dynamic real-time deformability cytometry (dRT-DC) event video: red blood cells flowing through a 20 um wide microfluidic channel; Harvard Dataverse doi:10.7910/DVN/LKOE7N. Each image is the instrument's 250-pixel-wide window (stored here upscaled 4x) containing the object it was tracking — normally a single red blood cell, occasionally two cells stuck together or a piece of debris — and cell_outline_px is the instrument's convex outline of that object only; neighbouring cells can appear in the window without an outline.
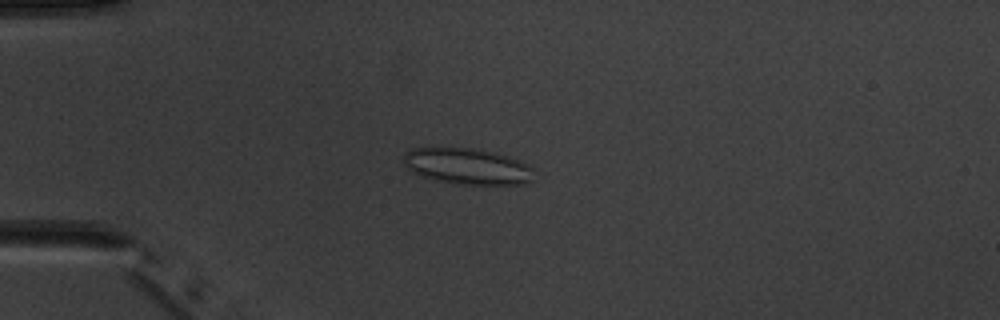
{"species": "common noctule bat (a hibernating species)", "species_latin": "Nyctalus noctula", "temperature_condition": "warm", "stored_images_in_passage": 6, "camera_frame_rate_fps": 3000, "um_per_image_px": 0.085, "animal": {"sex": "male", "body_mass_g": 20.1, "forearm_length_mm": 53.5}, "frame": {"image": 1, "passage_image": 3, "time_ms": 3.0, "image_size_px": [1000, 320], "cell_outline_px": [[532, 180], [524, 184], [456, 184], [436, 180], [420, 176], [412, 172], [404, 164], [404, 152], [412, 148], [472, 148], [508, 156], [520, 160], [532, 168]], "centroid_in_image_um": [39.69, 14.14], "position_along_channel_um": 45.3, "area_um2": 27.28}}
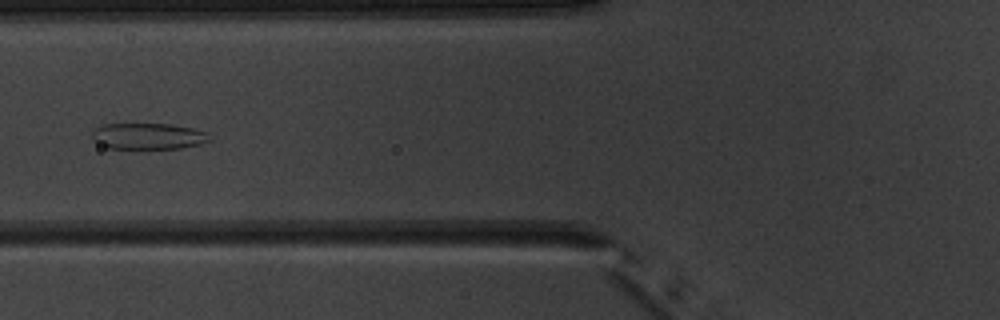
{"frame": {"image": 2, "passage_image": 5, "time_ms": 5.333, "image_size_px": [1000, 320], "cell_outline_px": [[212, 140], [200, 144], [180, 148], [108, 148], [92, 140], [92, 132], [96, 128], [104, 124], [172, 124], [192, 128], [208, 132]], "centroid_in_image_um": [12.62, 11.57], "position_along_channel_um": 113.2, "area_um2": 17.92}}